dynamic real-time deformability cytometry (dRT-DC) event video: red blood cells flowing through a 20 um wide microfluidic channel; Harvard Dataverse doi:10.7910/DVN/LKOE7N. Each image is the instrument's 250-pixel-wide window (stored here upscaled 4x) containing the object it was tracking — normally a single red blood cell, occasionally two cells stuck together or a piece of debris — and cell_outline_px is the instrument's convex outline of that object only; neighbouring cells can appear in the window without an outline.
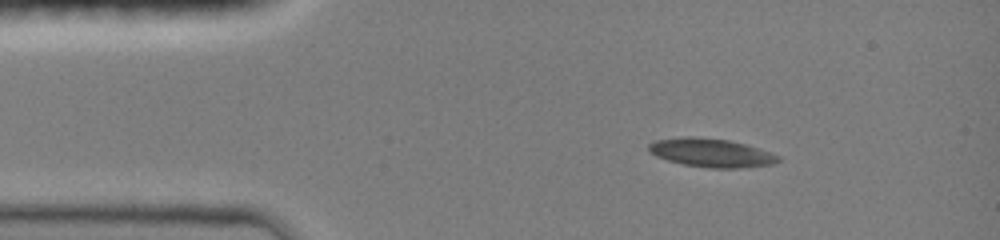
{"species": "common noctule bat (a hibernating species)", "species_latin": "Nyctalus noctula", "temperature_condition": "room temperature", "stored_images_in_passage": 6, "camera_frame_rate_fps": 3000, "um_per_image_px": 0.085, "animal": {"sex": "female", "body_mass_g": 19.0, "forearm_length_mm": 51.5}, "frame": {"image": 1, "passage_image": 1, "time_ms": 0.0, "image_size_px": [1000, 240], "cell_outline_px": [[780, 160], [772, 164], [736, 168], [708, 168], [684, 164], [668, 160], [656, 156], [648, 152], [648, 144], [656, 140], [684, 136], [696, 136], [728, 140], [744, 144], [780, 156]], "centroid_in_image_um": [60.39, 12.98], "position_along_channel_um": 24.6, "area_um2": 21.39}}
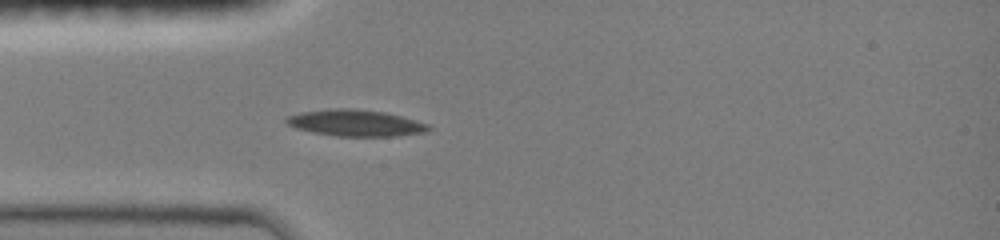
{"frame": {"image": 2, "passage_image": 4, "time_ms": 2.0, "image_size_px": [1000, 240], "cell_outline_px": [[432, 128], [424, 132], [396, 136], [336, 136], [312, 132], [296, 128], [284, 124], [284, 116], [300, 112], [332, 108], [356, 108], [384, 112], [416, 120], [428, 124]], "centroid_in_image_um": [30.15, 10.44], "position_along_channel_um": 54.9, "area_um2": 22.14}}
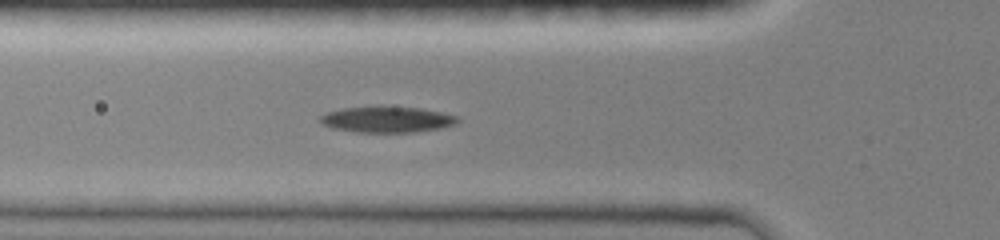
{"frame": {"image": 3, "passage_image": 6, "time_ms": 3.0, "image_size_px": [1000, 240], "cell_outline_px": [[460, 120], [456, 124], [440, 128], [416, 132], [356, 132], [332, 128], [320, 124], [320, 116], [328, 112], [344, 108], [420, 108], [440, 112], [456, 116]], "centroid_in_image_um": [32.89, 10.19], "position_along_channel_um": 92.9, "area_um2": 20.23}}